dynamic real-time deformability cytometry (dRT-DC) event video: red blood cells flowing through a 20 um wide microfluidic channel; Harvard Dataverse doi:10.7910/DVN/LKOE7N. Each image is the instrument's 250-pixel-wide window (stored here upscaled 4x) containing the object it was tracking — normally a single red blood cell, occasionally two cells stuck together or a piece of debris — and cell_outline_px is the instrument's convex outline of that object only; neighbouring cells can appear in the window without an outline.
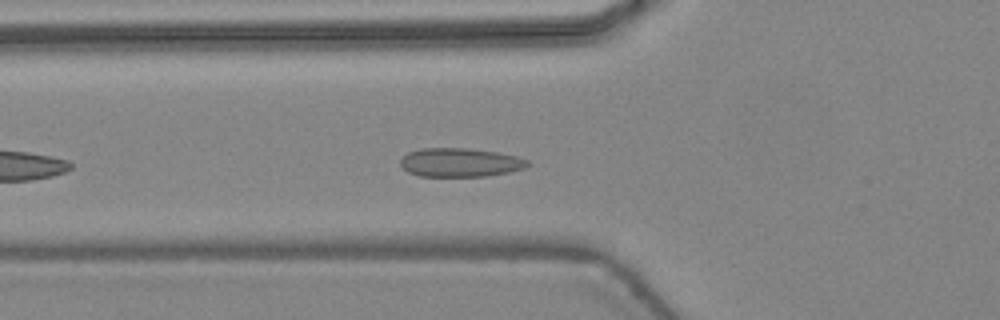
{"species": "common noctule bat (a hibernating species)", "species_latin": "Nyctalus noctula", "temperature_condition": "warm", "stored_images_in_passage": 12, "camera_frame_rate_fps": 3000, "um_per_image_px": 0.085, "animal": {"sex": "female", "body_mass_g": 24.6, "forearm_length_mm": 56.2}, "frame": {"image": 1, "passage_image": 6, "time_ms": 1.667, "image_size_px": [1000, 320], "cell_outline_px": [[532, 164], [524, 168], [508, 172], [488, 176], [420, 176], [408, 172], [400, 164], [400, 160], [408, 152], [420, 148], [468, 148], [496, 152], [516, 156], [528, 160]], "centroid_in_image_um": [39.12, 13.8], "position_along_channel_um": 86.7, "area_um2": 21.33}}
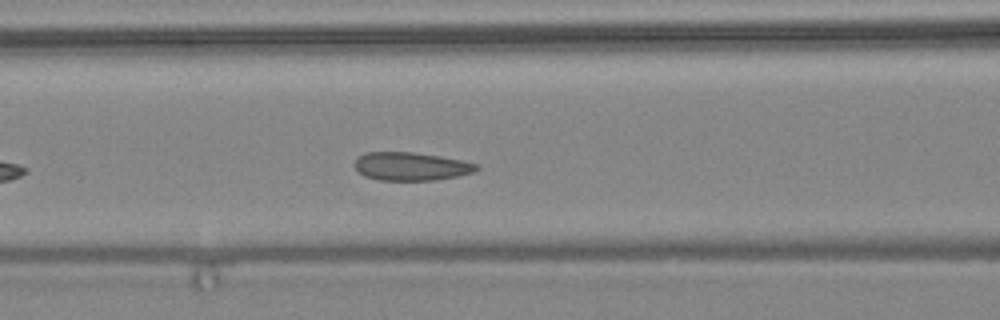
{"frame": {"image": 2, "passage_image": 9, "time_ms": 2.667, "image_size_px": [1000, 320], "cell_outline_px": [[480, 168], [472, 172], [456, 176], [436, 180], [380, 180], [364, 176], [352, 164], [356, 156], [364, 152], [412, 152], [440, 156], [480, 164]], "centroid_in_image_um": [34.89, 14.13], "position_along_channel_um": 131.7, "area_um2": 20.17}}